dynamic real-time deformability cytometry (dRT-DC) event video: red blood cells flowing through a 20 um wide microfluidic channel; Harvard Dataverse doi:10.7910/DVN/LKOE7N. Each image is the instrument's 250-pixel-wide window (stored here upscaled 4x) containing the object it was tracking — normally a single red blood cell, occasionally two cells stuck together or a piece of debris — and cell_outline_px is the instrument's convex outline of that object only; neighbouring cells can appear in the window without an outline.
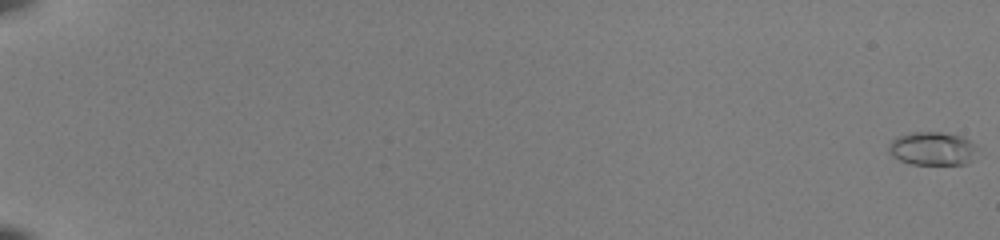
{"species": "common noctule bat (a hibernating species)", "species_latin": "Nyctalus noctula", "temperature_condition": "room temperature", "stored_images_in_passage": 55, "camera_frame_rate_fps": 3000, "um_per_image_px": 0.085, "animal": {"sex": "female", "body_mass_g": 22.0, "forearm_length_mm": 56.7}, "frame": {"image": 1, "passage_image": 1, "time_ms": 0.0, "image_size_px": [1000, 240], "cell_outline_px": [[976, 144], [968, 160], [964, 164], [912, 164], [900, 160], [892, 156], [888, 152], [888, 148], [892, 140], [896, 136], [912, 132], [940, 132], [964, 136]], "centroid_in_image_um": [79.18, 12.6], "position_along_channel_um": 5.8, "area_um2": 16.99}}
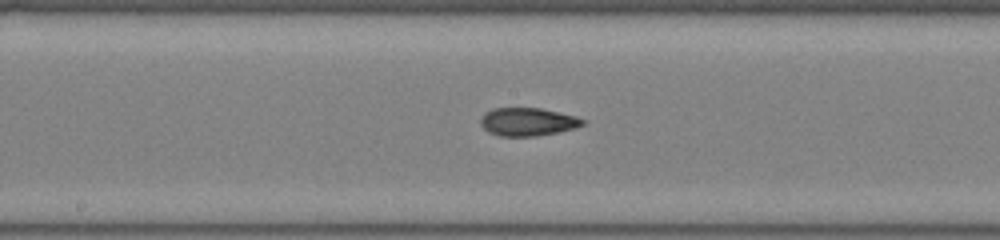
{"frame": {"image": 2, "passage_image": 33, "time_ms": 10.667, "image_size_px": [1000, 240], "cell_outline_px": [[584, 124], [576, 128], [536, 136], [500, 136], [488, 132], [480, 124], [480, 120], [484, 112], [492, 108], [540, 108], [576, 116], [584, 120]], "centroid_in_image_um": [44.82, 10.35], "position_along_channel_um": 203.4, "area_um2": 16.7}}
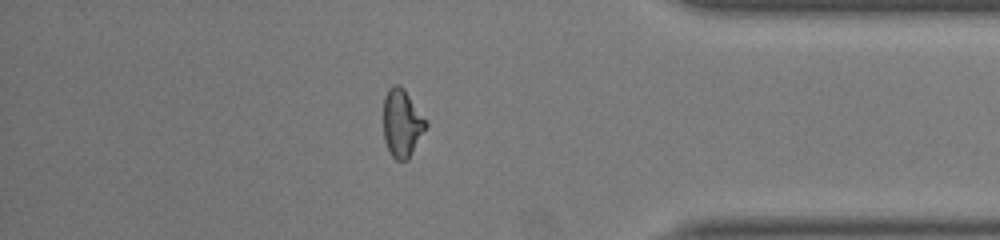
{"frame": {"image": 3, "passage_image": 49, "time_ms": 16.0, "image_size_px": [1000, 240], "cell_outline_px": [[428, 124], [408, 160], [396, 160], [392, 156], [384, 140], [384, 96], [388, 88], [392, 84], [400, 84], [404, 88], [428, 120]], "centroid_in_image_um": [34.18, 10.42], "position_along_channel_um": 401.0, "area_um2": 16.99}, "authors_computed_cell_mechanics": {"area_um2": 16.8198, "velocity_mm_per_s": 4.0051, "shape_relaxation_time_tau1_ms": 7.3711, "shape_relaxation_time_tau2_ms": 1.3435, "deformation_change_tau1": 0.2191, "deformation_change_tau2": 0.074}}